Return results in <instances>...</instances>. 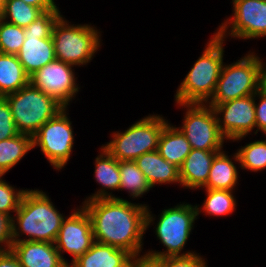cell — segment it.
<instances>
[{
  "label": "cell",
  "mask_w": 266,
  "mask_h": 267,
  "mask_svg": "<svg viewBox=\"0 0 266 267\" xmlns=\"http://www.w3.org/2000/svg\"><path fill=\"white\" fill-rule=\"evenodd\" d=\"M82 204L91 219L95 242L126 250L133 256L141 254L144 233L156 218L149 205L120 197L84 200Z\"/></svg>",
  "instance_id": "obj_1"
},
{
  "label": "cell",
  "mask_w": 266,
  "mask_h": 267,
  "mask_svg": "<svg viewBox=\"0 0 266 267\" xmlns=\"http://www.w3.org/2000/svg\"><path fill=\"white\" fill-rule=\"evenodd\" d=\"M12 218V240L54 243L65 218L42 190L26 189ZM21 233V234H20ZM25 234L29 238L21 239Z\"/></svg>",
  "instance_id": "obj_2"
},
{
  "label": "cell",
  "mask_w": 266,
  "mask_h": 267,
  "mask_svg": "<svg viewBox=\"0 0 266 267\" xmlns=\"http://www.w3.org/2000/svg\"><path fill=\"white\" fill-rule=\"evenodd\" d=\"M207 42L202 55L180 83L175 103L206 104L212 97L224 64L223 39L215 33Z\"/></svg>",
  "instance_id": "obj_3"
},
{
  "label": "cell",
  "mask_w": 266,
  "mask_h": 267,
  "mask_svg": "<svg viewBox=\"0 0 266 267\" xmlns=\"http://www.w3.org/2000/svg\"><path fill=\"white\" fill-rule=\"evenodd\" d=\"M61 16L54 24L52 39L56 59L73 66L90 63L101 47V33L91 24H69Z\"/></svg>",
  "instance_id": "obj_4"
},
{
  "label": "cell",
  "mask_w": 266,
  "mask_h": 267,
  "mask_svg": "<svg viewBox=\"0 0 266 267\" xmlns=\"http://www.w3.org/2000/svg\"><path fill=\"white\" fill-rule=\"evenodd\" d=\"M4 98L9 103L13 120L20 134L33 136L40 127L63 107L31 83Z\"/></svg>",
  "instance_id": "obj_5"
},
{
  "label": "cell",
  "mask_w": 266,
  "mask_h": 267,
  "mask_svg": "<svg viewBox=\"0 0 266 267\" xmlns=\"http://www.w3.org/2000/svg\"><path fill=\"white\" fill-rule=\"evenodd\" d=\"M168 123L162 115H148L121 132H113L112 139L102 145L118 161H135L144 153L158 149L161 132Z\"/></svg>",
  "instance_id": "obj_6"
},
{
  "label": "cell",
  "mask_w": 266,
  "mask_h": 267,
  "mask_svg": "<svg viewBox=\"0 0 266 267\" xmlns=\"http://www.w3.org/2000/svg\"><path fill=\"white\" fill-rule=\"evenodd\" d=\"M198 212L196 205L188 203L177 204L172 208L162 210L155 227V235L159 239L165 250L147 251L146 255L153 258H165L170 256H185L195 251H186L182 253L188 238L194 228Z\"/></svg>",
  "instance_id": "obj_7"
},
{
  "label": "cell",
  "mask_w": 266,
  "mask_h": 267,
  "mask_svg": "<svg viewBox=\"0 0 266 267\" xmlns=\"http://www.w3.org/2000/svg\"><path fill=\"white\" fill-rule=\"evenodd\" d=\"M262 59L254 52L231 64H223L215 91L207 105H217L259 91Z\"/></svg>",
  "instance_id": "obj_8"
},
{
  "label": "cell",
  "mask_w": 266,
  "mask_h": 267,
  "mask_svg": "<svg viewBox=\"0 0 266 267\" xmlns=\"http://www.w3.org/2000/svg\"><path fill=\"white\" fill-rule=\"evenodd\" d=\"M67 109L59 111L32 136L33 149L39 146L48 162L58 171L69 161L74 146V131Z\"/></svg>",
  "instance_id": "obj_9"
},
{
  "label": "cell",
  "mask_w": 266,
  "mask_h": 267,
  "mask_svg": "<svg viewBox=\"0 0 266 267\" xmlns=\"http://www.w3.org/2000/svg\"><path fill=\"white\" fill-rule=\"evenodd\" d=\"M186 108L180 130L189 141L192 149L222 151L227 139L221 133L214 109L207 104L176 103Z\"/></svg>",
  "instance_id": "obj_10"
},
{
  "label": "cell",
  "mask_w": 266,
  "mask_h": 267,
  "mask_svg": "<svg viewBox=\"0 0 266 267\" xmlns=\"http://www.w3.org/2000/svg\"><path fill=\"white\" fill-rule=\"evenodd\" d=\"M232 4L233 17L224 20L215 32L219 38L248 40L266 36V1L239 0Z\"/></svg>",
  "instance_id": "obj_11"
},
{
  "label": "cell",
  "mask_w": 266,
  "mask_h": 267,
  "mask_svg": "<svg viewBox=\"0 0 266 267\" xmlns=\"http://www.w3.org/2000/svg\"><path fill=\"white\" fill-rule=\"evenodd\" d=\"M73 65L55 59L30 76V83L52 97L63 108H68L80 87L76 83Z\"/></svg>",
  "instance_id": "obj_12"
},
{
  "label": "cell",
  "mask_w": 266,
  "mask_h": 267,
  "mask_svg": "<svg viewBox=\"0 0 266 267\" xmlns=\"http://www.w3.org/2000/svg\"><path fill=\"white\" fill-rule=\"evenodd\" d=\"M255 100L257 99L253 94L209 105L214 109L220 131L227 140L241 141L255 129Z\"/></svg>",
  "instance_id": "obj_13"
},
{
  "label": "cell",
  "mask_w": 266,
  "mask_h": 267,
  "mask_svg": "<svg viewBox=\"0 0 266 267\" xmlns=\"http://www.w3.org/2000/svg\"><path fill=\"white\" fill-rule=\"evenodd\" d=\"M80 208V209H79ZM69 217H65L54 242L62 260L69 267L89 250L94 241L91 219L83 206H79ZM63 252L73 256L71 263L63 257Z\"/></svg>",
  "instance_id": "obj_14"
},
{
  "label": "cell",
  "mask_w": 266,
  "mask_h": 267,
  "mask_svg": "<svg viewBox=\"0 0 266 267\" xmlns=\"http://www.w3.org/2000/svg\"><path fill=\"white\" fill-rule=\"evenodd\" d=\"M11 251L19 260L21 267H68L54 243L14 242Z\"/></svg>",
  "instance_id": "obj_15"
},
{
  "label": "cell",
  "mask_w": 266,
  "mask_h": 267,
  "mask_svg": "<svg viewBox=\"0 0 266 267\" xmlns=\"http://www.w3.org/2000/svg\"><path fill=\"white\" fill-rule=\"evenodd\" d=\"M51 36L25 35V41L17 57L29 76L56 59Z\"/></svg>",
  "instance_id": "obj_16"
},
{
  "label": "cell",
  "mask_w": 266,
  "mask_h": 267,
  "mask_svg": "<svg viewBox=\"0 0 266 267\" xmlns=\"http://www.w3.org/2000/svg\"><path fill=\"white\" fill-rule=\"evenodd\" d=\"M220 151L192 149L179 167L181 186L189 189H200L208 180L212 161Z\"/></svg>",
  "instance_id": "obj_17"
},
{
  "label": "cell",
  "mask_w": 266,
  "mask_h": 267,
  "mask_svg": "<svg viewBox=\"0 0 266 267\" xmlns=\"http://www.w3.org/2000/svg\"><path fill=\"white\" fill-rule=\"evenodd\" d=\"M132 257L126 250L94 242L69 267H129Z\"/></svg>",
  "instance_id": "obj_18"
},
{
  "label": "cell",
  "mask_w": 266,
  "mask_h": 267,
  "mask_svg": "<svg viewBox=\"0 0 266 267\" xmlns=\"http://www.w3.org/2000/svg\"><path fill=\"white\" fill-rule=\"evenodd\" d=\"M135 162L151 188L157 184L179 183V168L164 159L157 150L139 156Z\"/></svg>",
  "instance_id": "obj_19"
},
{
  "label": "cell",
  "mask_w": 266,
  "mask_h": 267,
  "mask_svg": "<svg viewBox=\"0 0 266 267\" xmlns=\"http://www.w3.org/2000/svg\"><path fill=\"white\" fill-rule=\"evenodd\" d=\"M100 154L95 158L94 177L96 183L101 188L85 200H95L102 198H115L112 192L107 190H118L120 185L119 161L113 157L103 146L100 148Z\"/></svg>",
  "instance_id": "obj_20"
},
{
  "label": "cell",
  "mask_w": 266,
  "mask_h": 267,
  "mask_svg": "<svg viewBox=\"0 0 266 267\" xmlns=\"http://www.w3.org/2000/svg\"><path fill=\"white\" fill-rule=\"evenodd\" d=\"M191 150L192 147L180 128L168 122L159 137V154L179 168Z\"/></svg>",
  "instance_id": "obj_21"
},
{
  "label": "cell",
  "mask_w": 266,
  "mask_h": 267,
  "mask_svg": "<svg viewBox=\"0 0 266 267\" xmlns=\"http://www.w3.org/2000/svg\"><path fill=\"white\" fill-rule=\"evenodd\" d=\"M225 151L218 152L211 164L207 183L202 187L204 189H222L235 190L238 183V169Z\"/></svg>",
  "instance_id": "obj_22"
},
{
  "label": "cell",
  "mask_w": 266,
  "mask_h": 267,
  "mask_svg": "<svg viewBox=\"0 0 266 267\" xmlns=\"http://www.w3.org/2000/svg\"><path fill=\"white\" fill-rule=\"evenodd\" d=\"M30 83L17 55L0 53V97L17 92Z\"/></svg>",
  "instance_id": "obj_23"
},
{
  "label": "cell",
  "mask_w": 266,
  "mask_h": 267,
  "mask_svg": "<svg viewBox=\"0 0 266 267\" xmlns=\"http://www.w3.org/2000/svg\"><path fill=\"white\" fill-rule=\"evenodd\" d=\"M33 149L32 136L18 134L0 141V176L9 172L19 161Z\"/></svg>",
  "instance_id": "obj_24"
},
{
  "label": "cell",
  "mask_w": 266,
  "mask_h": 267,
  "mask_svg": "<svg viewBox=\"0 0 266 267\" xmlns=\"http://www.w3.org/2000/svg\"><path fill=\"white\" fill-rule=\"evenodd\" d=\"M120 185L119 190H124L129 196L136 199L149 192L151 186L143 172L133 160L119 161Z\"/></svg>",
  "instance_id": "obj_25"
},
{
  "label": "cell",
  "mask_w": 266,
  "mask_h": 267,
  "mask_svg": "<svg viewBox=\"0 0 266 267\" xmlns=\"http://www.w3.org/2000/svg\"><path fill=\"white\" fill-rule=\"evenodd\" d=\"M206 199L203 206L196 204L198 216L203 212L210 216L223 217L232 214L237 207L233 190L205 189ZM202 209V210H201Z\"/></svg>",
  "instance_id": "obj_26"
},
{
  "label": "cell",
  "mask_w": 266,
  "mask_h": 267,
  "mask_svg": "<svg viewBox=\"0 0 266 267\" xmlns=\"http://www.w3.org/2000/svg\"><path fill=\"white\" fill-rule=\"evenodd\" d=\"M233 156V160L243 170L258 172L266 169V139L241 146Z\"/></svg>",
  "instance_id": "obj_27"
},
{
  "label": "cell",
  "mask_w": 266,
  "mask_h": 267,
  "mask_svg": "<svg viewBox=\"0 0 266 267\" xmlns=\"http://www.w3.org/2000/svg\"><path fill=\"white\" fill-rule=\"evenodd\" d=\"M42 12L41 8L26 4L22 0H7L3 10L0 12V18L25 28Z\"/></svg>",
  "instance_id": "obj_28"
},
{
  "label": "cell",
  "mask_w": 266,
  "mask_h": 267,
  "mask_svg": "<svg viewBox=\"0 0 266 267\" xmlns=\"http://www.w3.org/2000/svg\"><path fill=\"white\" fill-rule=\"evenodd\" d=\"M24 41L23 27L0 18V53L17 55Z\"/></svg>",
  "instance_id": "obj_29"
},
{
  "label": "cell",
  "mask_w": 266,
  "mask_h": 267,
  "mask_svg": "<svg viewBox=\"0 0 266 267\" xmlns=\"http://www.w3.org/2000/svg\"><path fill=\"white\" fill-rule=\"evenodd\" d=\"M59 9L43 11L37 18L24 28L25 35H52L56 21L61 17Z\"/></svg>",
  "instance_id": "obj_30"
},
{
  "label": "cell",
  "mask_w": 266,
  "mask_h": 267,
  "mask_svg": "<svg viewBox=\"0 0 266 267\" xmlns=\"http://www.w3.org/2000/svg\"><path fill=\"white\" fill-rule=\"evenodd\" d=\"M2 177L0 176V212L10 215L13 218L11 213L18 210L21 198L26 189H15L6 180H3Z\"/></svg>",
  "instance_id": "obj_31"
},
{
  "label": "cell",
  "mask_w": 266,
  "mask_h": 267,
  "mask_svg": "<svg viewBox=\"0 0 266 267\" xmlns=\"http://www.w3.org/2000/svg\"><path fill=\"white\" fill-rule=\"evenodd\" d=\"M18 134L9 103L4 97H0V141Z\"/></svg>",
  "instance_id": "obj_32"
},
{
  "label": "cell",
  "mask_w": 266,
  "mask_h": 267,
  "mask_svg": "<svg viewBox=\"0 0 266 267\" xmlns=\"http://www.w3.org/2000/svg\"><path fill=\"white\" fill-rule=\"evenodd\" d=\"M162 267H208L199 253L185 256H170L161 259Z\"/></svg>",
  "instance_id": "obj_33"
},
{
  "label": "cell",
  "mask_w": 266,
  "mask_h": 267,
  "mask_svg": "<svg viewBox=\"0 0 266 267\" xmlns=\"http://www.w3.org/2000/svg\"><path fill=\"white\" fill-rule=\"evenodd\" d=\"M12 244V217L0 212V252L11 251Z\"/></svg>",
  "instance_id": "obj_34"
},
{
  "label": "cell",
  "mask_w": 266,
  "mask_h": 267,
  "mask_svg": "<svg viewBox=\"0 0 266 267\" xmlns=\"http://www.w3.org/2000/svg\"><path fill=\"white\" fill-rule=\"evenodd\" d=\"M255 97H259V103L255 101V117H256V131L257 134L261 131L266 136V97L259 91L255 93Z\"/></svg>",
  "instance_id": "obj_35"
},
{
  "label": "cell",
  "mask_w": 266,
  "mask_h": 267,
  "mask_svg": "<svg viewBox=\"0 0 266 267\" xmlns=\"http://www.w3.org/2000/svg\"><path fill=\"white\" fill-rule=\"evenodd\" d=\"M129 267H162L161 258H153L146 254L133 256Z\"/></svg>",
  "instance_id": "obj_36"
},
{
  "label": "cell",
  "mask_w": 266,
  "mask_h": 267,
  "mask_svg": "<svg viewBox=\"0 0 266 267\" xmlns=\"http://www.w3.org/2000/svg\"><path fill=\"white\" fill-rule=\"evenodd\" d=\"M0 267H21L12 251L0 252Z\"/></svg>",
  "instance_id": "obj_37"
},
{
  "label": "cell",
  "mask_w": 266,
  "mask_h": 267,
  "mask_svg": "<svg viewBox=\"0 0 266 267\" xmlns=\"http://www.w3.org/2000/svg\"><path fill=\"white\" fill-rule=\"evenodd\" d=\"M26 4L41 8L43 11L48 9H59L54 0H22Z\"/></svg>",
  "instance_id": "obj_38"
},
{
  "label": "cell",
  "mask_w": 266,
  "mask_h": 267,
  "mask_svg": "<svg viewBox=\"0 0 266 267\" xmlns=\"http://www.w3.org/2000/svg\"><path fill=\"white\" fill-rule=\"evenodd\" d=\"M259 92L266 97V64L263 63V60L259 75Z\"/></svg>",
  "instance_id": "obj_39"
},
{
  "label": "cell",
  "mask_w": 266,
  "mask_h": 267,
  "mask_svg": "<svg viewBox=\"0 0 266 267\" xmlns=\"http://www.w3.org/2000/svg\"><path fill=\"white\" fill-rule=\"evenodd\" d=\"M6 1L7 0H0V12L3 10Z\"/></svg>",
  "instance_id": "obj_40"
},
{
  "label": "cell",
  "mask_w": 266,
  "mask_h": 267,
  "mask_svg": "<svg viewBox=\"0 0 266 267\" xmlns=\"http://www.w3.org/2000/svg\"><path fill=\"white\" fill-rule=\"evenodd\" d=\"M239 1V0H232V3ZM260 1H266V0H260Z\"/></svg>",
  "instance_id": "obj_41"
}]
</instances>
